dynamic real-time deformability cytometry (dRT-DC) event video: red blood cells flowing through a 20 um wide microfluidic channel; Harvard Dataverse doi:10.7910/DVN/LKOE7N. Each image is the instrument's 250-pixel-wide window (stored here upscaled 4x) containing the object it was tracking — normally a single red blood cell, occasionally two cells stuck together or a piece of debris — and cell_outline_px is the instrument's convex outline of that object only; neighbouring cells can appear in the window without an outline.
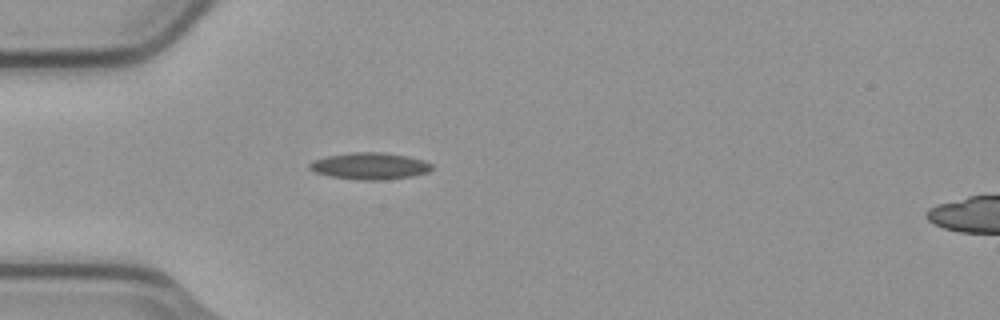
{"species": "common noctule bat (a hibernating species)", "species_latin": "Nyctalus noctula", "temperature_condition": "cold", "stored_images_in_passage": 40, "camera_frame_rate_fps": 3000, "um_per_image_px": 0.085, "animal": {"sex": "male", "body_mass_g": 23.1, "forearm_length_mm": 52.7}, "frame": {"image": 1, "passage_image": 7, "time_ms": 2.0, "image_size_px": [1000, 320], "cell_outline_px": [[432, 168], [428, 172], [412, 176], [380, 180], [356, 180], [332, 176], [316, 172], [308, 168], [308, 164], [312, 160], [328, 156], [352, 152], [380, 152], [408, 156], [424, 160], [432, 164]], "centroid_in_image_um": [31.43, 14.11], "position_along_channel_um": 53.6, "area_um2": 19.02}}
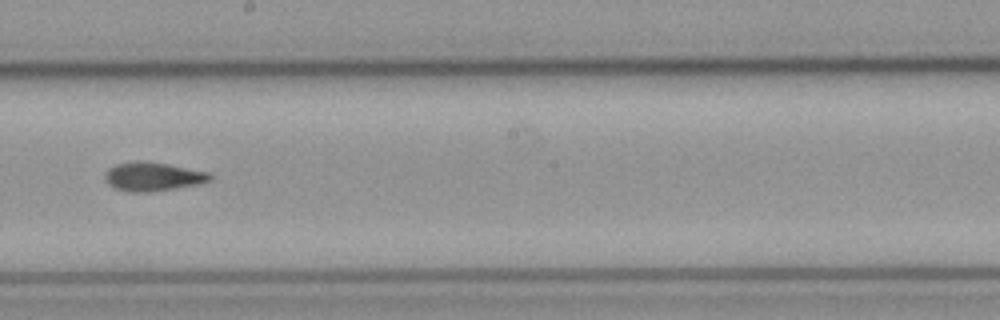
{"frame": {"image": 2, "passage_image": 22, "time_ms": 7.0, "image_size_px": [1000, 320], "cell_outline_px": [[212, 176], [208, 180], [196, 184], [148, 192], [128, 192], [116, 188], [108, 184], [104, 180], [104, 176], [108, 168], [116, 164], [136, 160], [140, 160], [168, 164], [208, 172]], "centroid_in_image_um": [12.91, 14.99], "position_along_channel_um": 235.3, "area_um2": 17.4}}
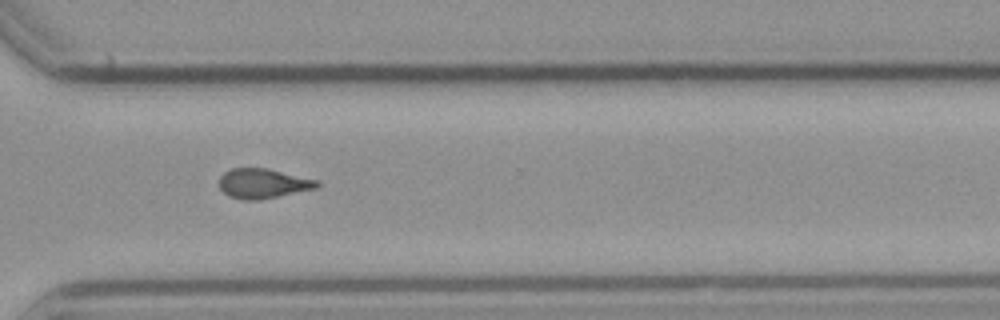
{"frame": {"image": 3, "passage_image": 31, "time_ms": 10.0, "image_size_px": [1000, 320], "cell_outline_px": [[320, 184], [316, 188], [260, 200], [244, 200], [228, 196], [220, 188], [220, 176], [224, 172], [232, 168], [264, 168], [316, 180]], "centroid_in_image_um": [22.3, 15.6], "position_along_channel_um": 348.3, "area_um2": 16.65}, "authors_computed_cell_mechanics": {"area_um2": 17.2533, "velocity_mm_per_s": 3.7904, "shape_relaxation_time_tau1_ms": 10.8347, "shape_relaxation_time_tau2_ms": 2.9216, "deformation_change_tau1": 0.2179, "deformation_change_tau2": 0.0928}}